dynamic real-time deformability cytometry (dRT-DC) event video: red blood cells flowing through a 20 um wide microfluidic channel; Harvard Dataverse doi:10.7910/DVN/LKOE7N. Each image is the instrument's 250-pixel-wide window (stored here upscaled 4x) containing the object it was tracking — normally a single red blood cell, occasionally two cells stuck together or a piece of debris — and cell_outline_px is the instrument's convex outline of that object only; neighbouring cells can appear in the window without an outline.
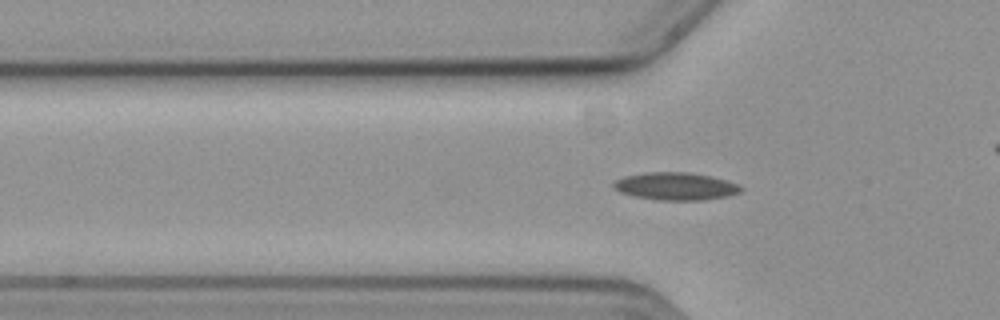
{"species": "common noctule bat (a hibernating species)", "species_latin": "Nyctalus noctula", "temperature_condition": "cold", "stored_images_in_passage": 39, "camera_frame_rate_fps": 3000, "um_per_image_px": 0.085, "animal": {"sex": "female", "body_mass_g": 19.3, "forearm_length_mm": 54.1}, "frame": {"image": 1, "passage_image": 16, "time_ms": 5.0, "image_size_px": [1000, 320], "cell_outline_px": [[744, 188], [740, 192], [728, 196], [704, 200], [656, 200], [636, 196], [620, 192], [612, 188], [612, 184], [616, 180], [624, 176], [644, 172], [688, 172], [708, 176], [740, 184]], "centroid_in_image_um": [57.42, 15.83], "position_along_channel_um": 68.4, "area_um2": 20.52}}
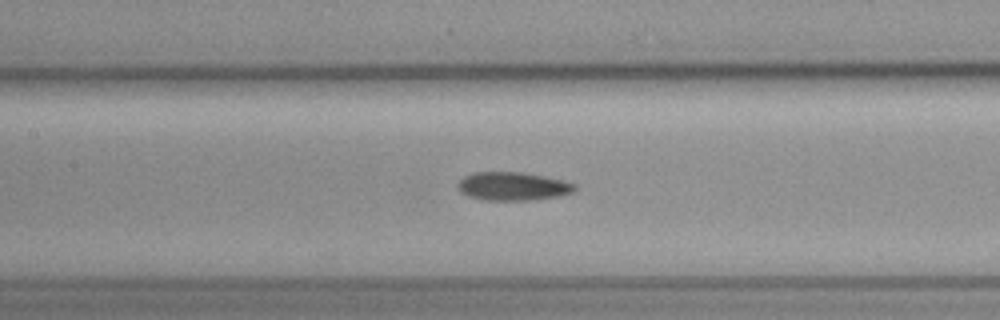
{"frame": {"image": 2, "passage_image": 24, "time_ms": 7.667, "image_size_px": [1000, 320], "cell_outline_px": [[576, 188], [572, 192], [560, 196], [532, 200], [484, 200], [468, 196], [460, 192], [456, 188], [456, 184], [464, 176], [476, 172], [524, 172], [564, 180], [576, 184]], "centroid_in_image_um": [43.58, 15.83], "position_along_channel_um": 163.8, "area_um2": 19.54}}
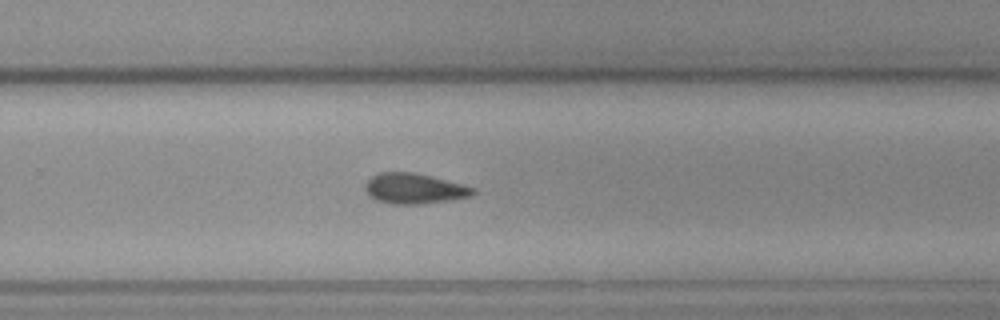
{"frame": {"image": 3, "passage_image": 35, "time_ms": 11.333, "image_size_px": [1000, 320], "cell_outline_px": [[476, 192], [472, 196], [452, 200], [424, 204], [392, 204], [376, 200], [368, 196], [364, 188], [364, 184], [372, 176], [380, 172], [412, 172], [432, 176], [476, 188]], "centroid_in_image_um": [35.21, 16.04], "position_along_channel_um": 294.6, "area_um2": 19.36}}